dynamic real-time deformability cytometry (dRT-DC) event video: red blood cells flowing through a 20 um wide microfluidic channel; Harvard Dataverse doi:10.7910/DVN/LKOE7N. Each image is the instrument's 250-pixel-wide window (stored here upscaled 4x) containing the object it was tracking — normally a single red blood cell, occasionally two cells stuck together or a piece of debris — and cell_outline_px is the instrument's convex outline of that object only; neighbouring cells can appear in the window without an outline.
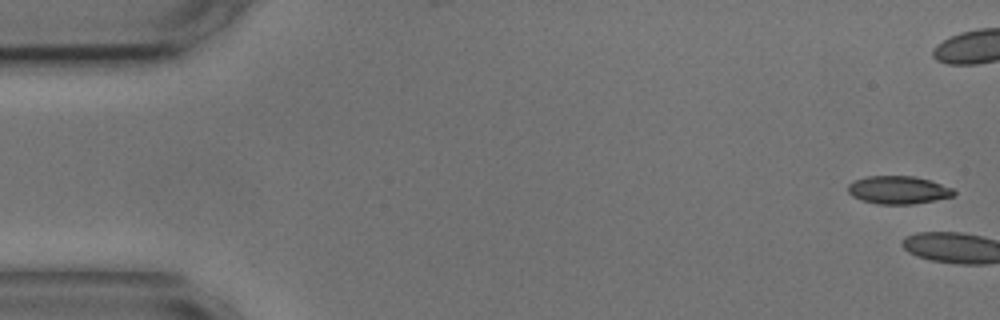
{"species": "common noctule bat (a hibernating species)", "species_latin": "Nyctalus noctula", "temperature_condition": "cold", "stored_images_in_passage": 5, "camera_frame_rate_fps": 3000, "um_per_image_px": 0.085, "animal": {"sex": "male", "body_mass_g": 17.9, "forearm_length_mm": 54.2}, "frame": {"image": 1, "passage_image": 1, "time_ms": 0.0, "image_size_px": [1000, 320], "cell_outline_px": [[956, 196], [912, 204], [880, 204], [860, 200], [852, 196], [848, 192], [848, 184], [856, 180], [868, 176], [916, 176], [952, 188], [956, 192]], "centroid_in_image_um": [76.35, 16.15], "position_along_channel_um": 8.6, "area_um2": 17.17}}